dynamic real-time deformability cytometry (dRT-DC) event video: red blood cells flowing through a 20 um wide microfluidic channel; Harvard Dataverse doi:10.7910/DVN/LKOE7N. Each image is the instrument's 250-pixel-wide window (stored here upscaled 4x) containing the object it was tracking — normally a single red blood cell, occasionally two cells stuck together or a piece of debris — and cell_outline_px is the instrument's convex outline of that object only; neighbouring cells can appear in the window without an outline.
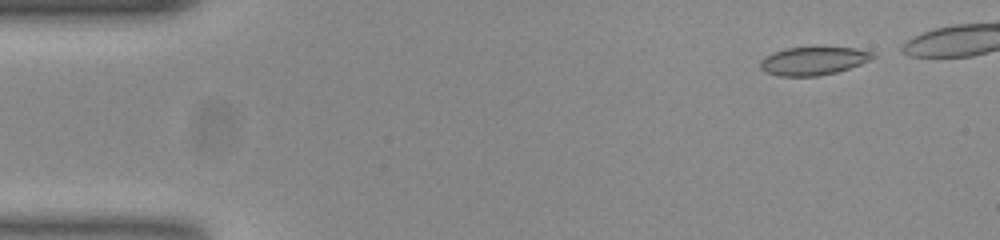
{"species": "common noctule bat (a hibernating species)", "species_latin": "Nyctalus noctula", "temperature_condition": "room temperature", "stored_images_in_passage": 43, "camera_frame_rate_fps": 3000, "um_per_image_px": 0.085, "animal": {"sex": "female", "body_mass_g": 23.0, "forearm_length_mm": 53.4}, "frame": {"image": 1, "passage_image": 2, "time_ms": 0.333, "image_size_px": [1000, 240], "cell_outline_px": [[876, 56], [860, 64], [836, 72], [820, 76], [780, 76], [764, 72], [760, 68], [760, 60], [764, 56], [772, 52], [788, 48], [812, 44], [856, 48], [872, 52]], "centroid_in_image_um": [69.1, 5.13], "position_along_channel_um": 15.9, "area_um2": 19.31}}
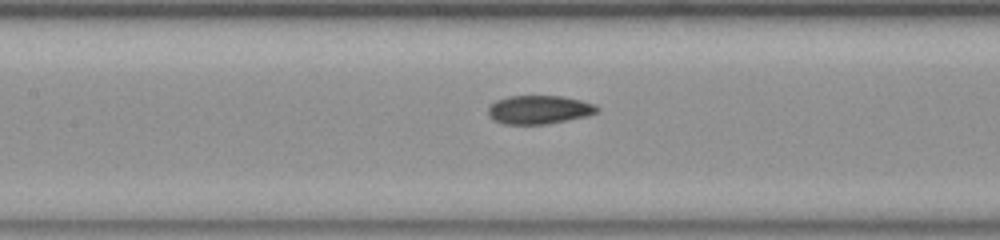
{"frame": {"image": 2, "passage_image": 21, "time_ms": 6.667, "image_size_px": [1000, 240], "cell_outline_px": [[600, 112], [588, 116], [544, 124], [504, 124], [492, 120], [488, 116], [488, 108], [496, 100], [508, 96], [560, 96], [580, 100], [596, 104], [600, 108]], "centroid_in_image_um": [45.84, 9.32], "position_along_channel_um": 161.6, "area_um2": 18.26}}
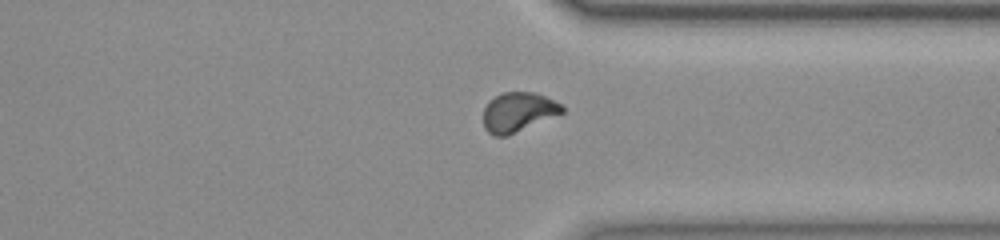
{"frame": {"image": 3, "passage_image": 37, "time_ms": 12.0, "image_size_px": [1000, 240], "cell_outline_px": [[564, 112], [508, 136], [496, 136], [488, 132], [484, 128], [484, 108], [488, 100], [504, 92], [536, 92], [560, 104], [564, 108]], "centroid_in_image_um": [44.02, 9.53], "position_along_channel_um": 367.4, "area_um2": 18.03}, "authors_computed_cell_mechanics": {"area_um2": 18.3804, "velocity_mm_per_s": 3.8814, "shape_relaxation_time_tau1_ms": null, "shape_relaxation_time_tau2_ms": 1.7998, "deformation_change_tau1": null, "deformation_change_tau2": 0.0603}}